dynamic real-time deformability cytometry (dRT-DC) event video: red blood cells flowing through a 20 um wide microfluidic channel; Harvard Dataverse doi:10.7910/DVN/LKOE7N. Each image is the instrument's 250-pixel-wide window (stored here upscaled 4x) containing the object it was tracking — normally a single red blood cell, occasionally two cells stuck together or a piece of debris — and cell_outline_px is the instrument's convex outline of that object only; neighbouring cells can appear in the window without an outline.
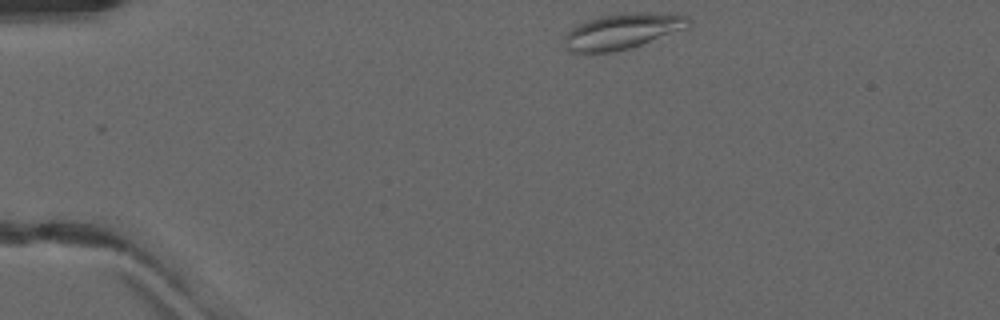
{"species": "common noctule bat (a hibernating species)", "species_latin": "Nyctalus noctula", "temperature_condition": "warm", "stored_images_in_passage": 6, "camera_frame_rate_fps": 3000, "um_per_image_px": 0.085, "animal": {"sex": "male", "forearm_length_mm": 52.5}, "frame": {"image": 1, "passage_image": 1, "time_ms": 0.0, "image_size_px": [1000, 320], "cell_outline_px": [[692, 24], [688, 28], [628, 48], [612, 52], [572, 52], [564, 48], [564, 36], [572, 28], [588, 20], [600, 16], [624, 12], [640, 12], [688, 16], [692, 20]], "centroid_in_image_um": [52.91, 2.65], "position_along_channel_um": 32.1, "area_um2": 25.55}}
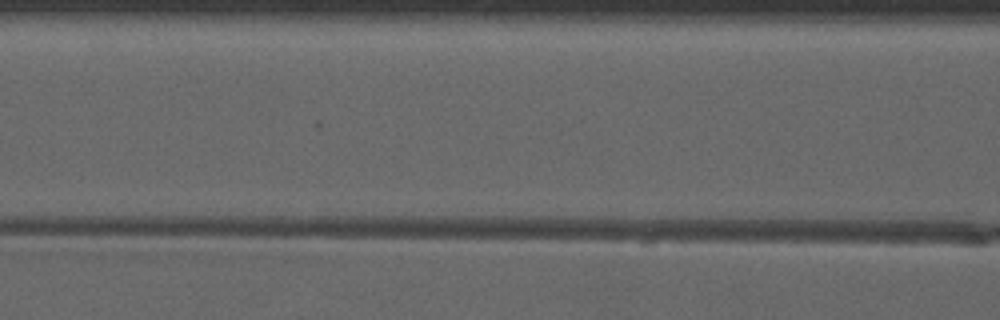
{"frame": {"image": 2, "passage_image": 6, "time_ms": 1.667, "image_size_px": [1000, 320], "cell_outline_px": [[804, 236], [644, 236], [636, 232], [644, 220], [768, 220], [800, 232]], "centroid_in_image_um": [60.75, 19.41], "position_along_channel_um": 105.9, "area_um2": 17.17}}